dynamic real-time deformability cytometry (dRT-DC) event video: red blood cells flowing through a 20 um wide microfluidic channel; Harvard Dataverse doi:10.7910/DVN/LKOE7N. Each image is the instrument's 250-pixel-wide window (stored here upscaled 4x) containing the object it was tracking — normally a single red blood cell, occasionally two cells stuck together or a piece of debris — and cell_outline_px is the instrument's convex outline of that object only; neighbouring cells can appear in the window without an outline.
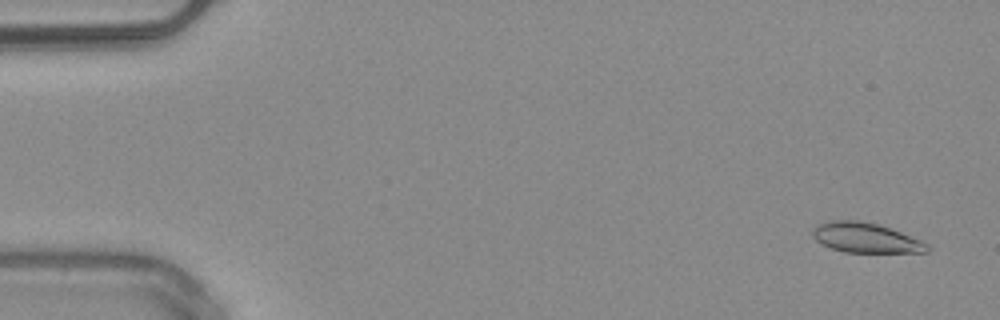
{"species": "common noctule bat (a hibernating species)", "species_latin": "Nyctalus noctula", "temperature_condition": "warm", "stored_images_in_passage": 51, "camera_frame_rate_fps": 3000, "um_per_image_px": 0.085, "animal": {"sex": "male", "body_mass_g": 20.4}, "frame": {"image": 1, "passage_image": 3, "time_ms": 0.667, "image_size_px": [1000, 320], "cell_outline_px": [[932, 248], [928, 252], [844, 252], [820, 244], [812, 236], [812, 228], [816, 224], [828, 220], [860, 220], [876, 224], [900, 232], [920, 240], [928, 244]], "centroid_in_image_um": [73.53, 20.21], "position_along_channel_um": 11.5, "area_um2": 20.0}}
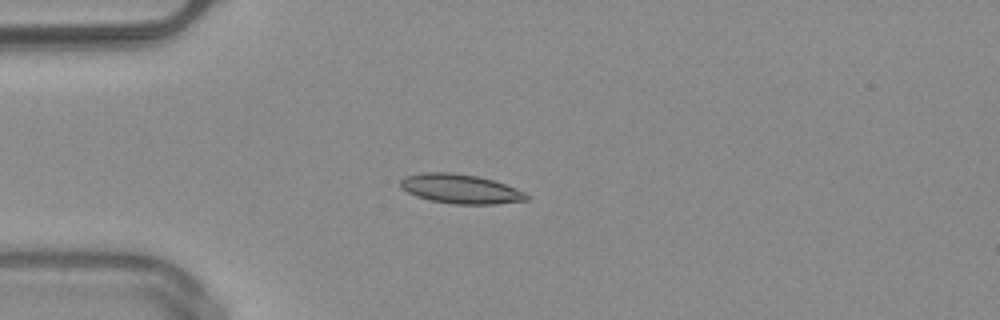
{"frame": {"image": 2, "passage_image": 14, "time_ms": 4.333, "image_size_px": [1000, 320], "cell_outline_px": [[528, 200], [496, 204], [452, 204], [432, 200], [416, 196], [400, 188], [400, 180], [404, 176], [420, 172], [452, 172], [476, 176], [492, 180], [516, 188], [524, 192], [528, 196]], "centroid_in_image_um": [39.1, 16.05], "position_along_channel_um": 45.9, "area_um2": 21.56}}
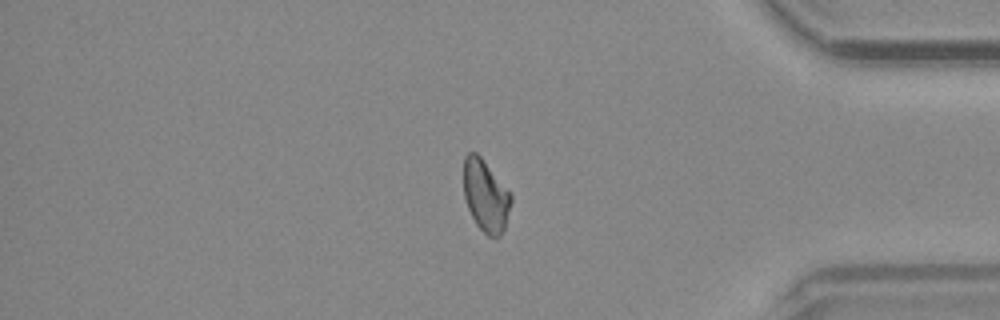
{"frame": {"image": 3, "passage_image": 43, "time_ms": 14.0, "image_size_px": [1000, 320], "cell_outline_px": [[512, 200], [504, 228], [500, 236], [488, 236], [476, 224], [468, 208], [464, 196], [464, 156], [468, 152], [476, 152], [480, 156], [512, 192]], "centroid_in_image_um": [41.29, 16.61], "position_along_channel_um": 393.9, "area_um2": 19.88}, "authors_computed_cell_mechanics": {"area_um2": 19.9988, "velocity_mm_per_s": 4.0503, "shape_relaxation_time_tau1_ms": null, "shape_relaxation_time_tau2_ms": 3.2484, "deformation_change_tau1": null, "deformation_change_tau2": 0.0815}}